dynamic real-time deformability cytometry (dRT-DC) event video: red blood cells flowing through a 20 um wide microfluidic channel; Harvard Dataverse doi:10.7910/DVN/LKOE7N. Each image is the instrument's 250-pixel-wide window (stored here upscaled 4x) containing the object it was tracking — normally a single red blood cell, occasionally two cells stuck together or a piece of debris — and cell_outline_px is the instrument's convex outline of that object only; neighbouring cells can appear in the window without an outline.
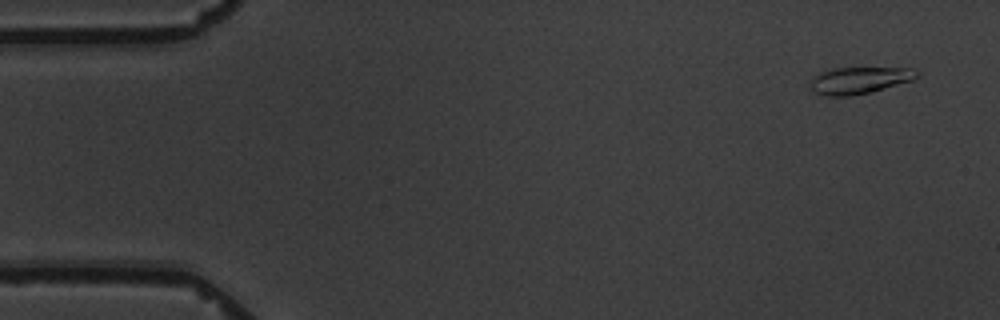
{"species": "common noctule bat (a hibernating species)", "species_latin": "Nyctalus noctula", "temperature_condition": "warm", "stored_images_in_passage": 4, "camera_frame_rate_fps": 3000, "um_per_image_px": 0.085, "animal": {"sex": "male", "body_mass_g": 19.5, "forearm_length_mm": 54.6}, "frame": {"image": 1, "passage_image": 1, "time_ms": 0.0, "image_size_px": [1000, 320], "cell_outline_px": [[920, 76], [912, 80], [872, 92], [852, 96], [824, 96], [812, 92], [808, 88], [808, 84], [812, 76], [820, 72], [832, 68], [912, 68], [920, 72]], "centroid_in_image_um": [72.98, 6.84], "position_along_channel_um": 12.0, "area_um2": 17.11}}
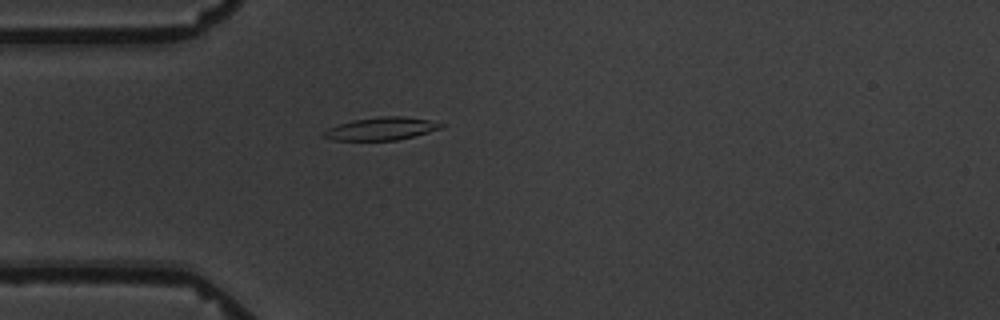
{"frame": {"image": 2, "passage_image": 4, "time_ms": 4.333, "image_size_px": [1000, 320], "cell_outline_px": [[448, 124], [444, 128], [396, 140], [332, 140], [320, 136], [328, 128], [352, 120], [380, 116], [404, 116], [428, 120]], "centroid_in_image_um": [32.43, 10.93], "position_along_channel_um": 52.6, "area_um2": 15.61}}